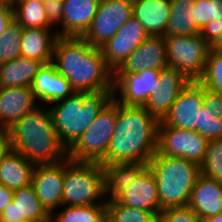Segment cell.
<instances>
[{"label": "cell", "instance_id": "cell-1", "mask_svg": "<svg viewBox=\"0 0 222 222\" xmlns=\"http://www.w3.org/2000/svg\"><path fill=\"white\" fill-rule=\"evenodd\" d=\"M52 63L74 91L91 94L113 91L114 71L107 65L100 48L82 37L59 36Z\"/></svg>", "mask_w": 222, "mask_h": 222}, {"label": "cell", "instance_id": "cell-2", "mask_svg": "<svg viewBox=\"0 0 222 222\" xmlns=\"http://www.w3.org/2000/svg\"><path fill=\"white\" fill-rule=\"evenodd\" d=\"M160 120L143 106L117 102V121L101 166L115 163L148 164L157 149Z\"/></svg>", "mask_w": 222, "mask_h": 222}, {"label": "cell", "instance_id": "cell-3", "mask_svg": "<svg viewBox=\"0 0 222 222\" xmlns=\"http://www.w3.org/2000/svg\"><path fill=\"white\" fill-rule=\"evenodd\" d=\"M12 150L34 166L53 164L68 158L46 105H38L7 129Z\"/></svg>", "mask_w": 222, "mask_h": 222}, {"label": "cell", "instance_id": "cell-4", "mask_svg": "<svg viewBox=\"0 0 222 222\" xmlns=\"http://www.w3.org/2000/svg\"><path fill=\"white\" fill-rule=\"evenodd\" d=\"M111 99L112 92L91 94L74 91L69 97L48 106L55 131L67 150L94 122Z\"/></svg>", "mask_w": 222, "mask_h": 222}, {"label": "cell", "instance_id": "cell-5", "mask_svg": "<svg viewBox=\"0 0 222 222\" xmlns=\"http://www.w3.org/2000/svg\"><path fill=\"white\" fill-rule=\"evenodd\" d=\"M147 166L156 180L160 212L188 206L193 187L200 175L198 164L182 157L155 153Z\"/></svg>", "mask_w": 222, "mask_h": 222}, {"label": "cell", "instance_id": "cell-6", "mask_svg": "<svg viewBox=\"0 0 222 222\" xmlns=\"http://www.w3.org/2000/svg\"><path fill=\"white\" fill-rule=\"evenodd\" d=\"M93 204H106L102 166L64 159L63 206Z\"/></svg>", "mask_w": 222, "mask_h": 222}, {"label": "cell", "instance_id": "cell-7", "mask_svg": "<svg viewBox=\"0 0 222 222\" xmlns=\"http://www.w3.org/2000/svg\"><path fill=\"white\" fill-rule=\"evenodd\" d=\"M117 121V101L103 107L94 122L68 149V158L77 162L100 163L109 148Z\"/></svg>", "mask_w": 222, "mask_h": 222}, {"label": "cell", "instance_id": "cell-8", "mask_svg": "<svg viewBox=\"0 0 222 222\" xmlns=\"http://www.w3.org/2000/svg\"><path fill=\"white\" fill-rule=\"evenodd\" d=\"M166 58L169 67L175 68L189 81H198L205 68L211 46L197 35L165 37Z\"/></svg>", "mask_w": 222, "mask_h": 222}, {"label": "cell", "instance_id": "cell-9", "mask_svg": "<svg viewBox=\"0 0 222 222\" xmlns=\"http://www.w3.org/2000/svg\"><path fill=\"white\" fill-rule=\"evenodd\" d=\"M133 16V0H101L82 38L100 48Z\"/></svg>", "mask_w": 222, "mask_h": 222}, {"label": "cell", "instance_id": "cell-10", "mask_svg": "<svg viewBox=\"0 0 222 222\" xmlns=\"http://www.w3.org/2000/svg\"><path fill=\"white\" fill-rule=\"evenodd\" d=\"M208 140L196 131L158 125L156 153L182 157L200 165L204 159Z\"/></svg>", "mask_w": 222, "mask_h": 222}, {"label": "cell", "instance_id": "cell-11", "mask_svg": "<svg viewBox=\"0 0 222 222\" xmlns=\"http://www.w3.org/2000/svg\"><path fill=\"white\" fill-rule=\"evenodd\" d=\"M161 70L145 69L137 73H114L112 98L130 106H145L150 95L160 89Z\"/></svg>", "mask_w": 222, "mask_h": 222}, {"label": "cell", "instance_id": "cell-12", "mask_svg": "<svg viewBox=\"0 0 222 222\" xmlns=\"http://www.w3.org/2000/svg\"><path fill=\"white\" fill-rule=\"evenodd\" d=\"M202 106L203 86L198 81H190L160 121L168 127L199 133V118Z\"/></svg>", "mask_w": 222, "mask_h": 222}, {"label": "cell", "instance_id": "cell-13", "mask_svg": "<svg viewBox=\"0 0 222 222\" xmlns=\"http://www.w3.org/2000/svg\"><path fill=\"white\" fill-rule=\"evenodd\" d=\"M31 184L42 206L52 215L63 206L64 160L36 165Z\"/></svg>", "mask_w": 222, "mask_h": 222}, {"label": "cell", "instance_id": "cell-14", "mask_svg": "<svg viewBox=\"0 0 222 222\" xmlns=\"http://www.w3.org/2000/svg\"><path fill=\"white\" fill-rule=\"evenodd\" d=\"M149 35L133 16L100 47L107 65L115 71Z\"/></svg>", "mask_w": 222, "mask_h": 222}, {"label": "cell", "instance_id": "cell-15", "mask_svg": "<svg viewBox=\"0 0 222 222\" xmlns=\"http://www.w3.org/2000/svg\"><path fill=\"white\" fill-rule=\"evenodd\" d=\"M167 67L165 37L149 35L114 73H137L145 69L162 70Z\"/></svg>", "mask_w": 222, "mask_h": 222}, {"label": "cell", "instance_id": "cell-16", "mask_svg": "<svg viewBox=\"0 0 222 222\" xmlns=\"http://www.w3.org/2000/svg\"><path fill=\"white\" fill-rule=\"evenodd\" d=\"M159 81L160 89L150 95L144 108L161 120L190 81L171 67L161 70Z\"/></svg>", "mask_w": 222, "mask_h": 222}, {"label": "cell", "instance_id": "cell-17", "mask_svg": "<svg viewBox=\"0 0 222 222\" xmlns=\"http://www.w3.org/2000/svg\"><path fill=\"white\" fill-rule=\"evenodd\" d=\"M3 221L49 222L51 215L39 201L32 184L14 190L13 201L0 213Z\"/></svg>", "mask_w": 222, "mask_h": 222}, {"label": "cell", "instance_id": "cell-18", "mask_svg": "<svg viewBox=\"0 0 222 222\" xmlns=\"http://www.w3.org/2000/svg\"><path fill=\"white\" fill-rule=\"evenodd\" d=\"M117 200L128 207L151 211L157 217L160 213V199L154 174L148 166Z\"/></svg>", "mask_w": 222, "mask_h": 222}, {"label": "cell", "instance_id": "cell-19", "mask_svg": "<svg viewBox=\"0 0 222 222\" xmlns=\"http://www.w3.org/2000/svg\"><path fill=\"white\" fill-rule=\"evenodd\" d=\"M31 88L38 103L46 106L63 100L74 92L69 81L57 72L52 62L42 65Z\"/></svg>", "mask_w": 222, "mask_h": 222}, {"label": "cell", "instance_id": "cell-20", "mask_svg": "<svg viewBox=\"0 0 222 222\" xmlns=\"http://www.w3.org/2000/svg\"><path fill=\"white\" fill-rule=\"evenodd\" d=\"M38 105L31 87L0 88V129L7 130Z\"/></svg>", "mask_w": 222, "mask_h": 222}, {"label": "cell", "instance_id": "cell-21", "mask_svg": "<svg viewBox=\"0 0 222 222\" xmlns=\"http://www.w3.org/2000/svg\"><path fill=\"white\" fill-rule=\"evenodd\" d=\"M200 222L222 213V183L199 175L188 203Z\"/></svg>", "mask_w": 222, "mask_h": 222}, {"label": "cell", "instance_id": "cell-22", "mask_svg": "<svg viewBox=\"0 0 222 222\" xmlns=\"http://www.w3.org/2000/svg\"><path fill=\"white\" fill-rule=\"evenodd\" d=\"M101 0H63V37H82Z\"/></svg>", "mask_w": 222, "mask_h": 222}, {"label": "cell", "instance_id": "cell-23", "mask_svg": "<svg viewBox=\"0 0 222 222\" xmlns=\"http://www.w3.org/2000/svg\"><path fill=\"white\" fill-rule=\"evenodd\" d=\"M58 37L54 28H23L21 57L36 59L43 64L52 62Z\"/></svg>", "mask_w": 222, "mask_h": 222}, {"label": "cell", "instance_id": "cell-24", "mask_svg": "<svg viewBox=\"0 0 222 222\" xmlns=\"http://www.w3.org/2000/svg\"><path fill=\"white\" fill-rule=\"evenodd\" d=\"M170 9V0H133V17L152 36H164Z\"/></svg>", "mask_w": 222, "mask_h": 222}, {"label": "cell", "instance_id": "cell-25", "mask_svg": "<svg viewBox=\"0 0 222 222\" xmlns=\"http://www.w3.org/2000/svg\"><path fill=\"white\" fill-rule=\"evenodd\" d=\"M146 166V164L140 163H115L102 166L105 200H117L133 184L137 175Z\"/></svg>", "mask_w": 222, "mask_h": 222}, {"label": "cell", "instance_id": "cell-26", "mask_svg": "<svg viewBox=\"0 0 222 222\" xmlns=\"http://www.w3.org/2000/svg\"><path fill=\"white\" fill-rule=\"evenodd\" d=\"M193 14L200 35L212 47L222 31V0H195Z\"/></svg>", "mask_w": 222, "mask_h": 222}, {"label": "cell", "instance_id": "cell-27", "mask_svg": "<svg viewBox=\"0 0 222 222\" xmlns=\"http://www.w3.org/2000/svg\"><path fill=\"white\" fill-rule=\"evenodd\" d=\"M42 65L36 59L24 57L0 64V88L31 87Z\"/></svg>", "mask_w": 222, "mask_h": 222}, {"label": "cell", "instance_id": "cell-28", "mask_svg": "<svg viewBox=\"0 0 222 222\" xmlns=\"http://www.w3.org/2000/svg\"><path fill=\"white\" fill-rule=\"evenodd\" d=\"M35 166L11 149L0 164V183L12 190L31 184Z\"/></svg>", "mask_w": 222, "mask_h": 222}, {"label": "cell", "instance_id": "cell-29", "mask_svg": "<svg viewBox=\"0 0 222 222\" xmlns=\"http://www.w3.org/2000/svg\"><path fill=\"white\" fill-rule=\"evenodd\" d=\"M195 0H170V17L164 37L197 35L200 33L193 14Z\"/></svg>", "mask_w": 222, "mask_h": 222}, {"label": "cell", "instance_id": "cell-30", "mask_svg": "<svg viewBox=\"0 0 222 222\" xmlns=\"http://www.w3.org/2000/svg\"><path fill=\"white\" fill-rule=\"evenodd\" d=\"M14 19L23 28H53L42 0H13Z\"/></svg>", "mask_w": 222, "mask_h": 222}, {"label": "cell", "instance_id": "cell-31", "mask_svg": "<svg viewBox=\"0 0 222 222\" xmlns=\"http://www.w3.org/2000/svg\"><path fill=\"white\" fill-rule=\"evenodd\" d=\"M52 222H105L106 204L62 206L51 215Z\"/></svg>", "mask_w": 222, "mask_h": 222}, {"label": "cell", "instance_id": "cell-32", "mask_svg": "<svg viewBox=\"0 0 222 222\" xmlns=\"http://www.w3.org/2000/svg\"><path fill=\"white\" fill-rule=\"evenodd\" d=\"M156 219L151 211L128 207L118 200L106 201L107 222H156Z\"/></svg>", "mask_w": 222, "mask_h": 222}, {"label": "cell", "instance_id": "cell-33", "mask_svg": "<svg viewBox=\"0 0 222 222\" xmlns=\"http://www.w3.org/2000/svg\"><path fill=\"white\" fill-rule=\"evenodd\" d=\"M198 82L208 90L222 93V50L211 48Z\"/></svg>", "mask_w": 222, "mask_h": 222}, {"label": "cell", "instance_id": "cell-34", "mask_svg": "<svg viewBox=\"0 0 222 222\" xmlns=\"http://www.w3.org/2000/svg\"><path fill=\"white\" fill-rule=\"evenodd\" d=\"M22 30L14 19L0 37V64L21 57Z\"/></svg>", "mask_w": 222, "mask_h": 222}, {"label": "cell", "instance_id": "cell-35", "mask_svg": "<svg viewBox=\"0 0 222 222\" xmlns=\"http://www.w3.org/2000/svg\"><path fill=\"white\" fill-rule=\"evenodd\" d=\"M200 174L222 183V139L209 140Z\"/></svg>", "mask_w": 222, "mask_h": 222}, {"label": "cell", "instance_id": "cell-36", "mask_svg": "<svg viewBox=\"0 0 222 222\" xmlns=\"http://www.w3.org/2000/svg\"><path fill=\"white\" fill-rule=\"evenodd\" d=\"M199 134L208 141L222 139V119L209 107L202 106L200 110Z\"/></svg>", "mask_w": 222, "mask_h": 222}, {"label": "cell", "instance_id": "cell-37", "mask_svg": "<svg viewBox=\"0 0 222 222\" xmlns=\"http://www.w3.org/2000/svg\"><path fill=\"white\" fill-rule=\"evenodd\" d=\"M156 222H200L196 213L188 206L162 210Z\"/></svg>", "mask_w": 222, "mask_h": 222}, {"label": "cell", "instance_id": "cell-38", "mask_svg": "<svg viewBox=\"0 0 222 222\" xmlns=\"http://www.w3.org/2000/svg\"><path fill=\"white\" fill-rule=\"evenodd\" d=\"M49 24L63 37V0H42ZM59 28V29H58Z\"/></svg>", "mask_w": 222, "mask_h": 222}, {"label": "cell", "instance_id": "cell-39", "mask_svg": "<svg viewBox=\"0 0 222 222\" xmlns=\"http://www.w3.org/2000/svg\"><path fill=\"white\" fill-rule=\"evenodd\" d=\"M203 106L209 107L218 118L222 119V93L213 92L203 87Z\"/></svg>", "mask_w": 222, "mask_h": 222}, {"label": "cell", "instance_id": "cell-40", "mask_svg": "<svg viewBox=\"0 0 222 222\" xmlns=\"http://www.w3.org/2000/svg\"><path fill=\"white\" fill-rule=\"evenodd\" d=\"M14 20L13 3L0 4V37Z\"/></svg>", "mask_w": 222, "mask_h": 222}, {"label": "cell", "instance_id": "cell-41", "mask_svg": "<svg viewBox=\"0 0 222 222\" xmlns=\"http://www.w3.org/2000/svg\"><path fill=\"white\" fill-rule=\"evenodd\" d=\"M11 149V142L7 130L0 129V164Z\"/></svg>", "mask_w": 222, "mask_h": 222}, {"label": "cell", "instance_id": "cell-42", "mask_svg": "<svg viewBox=\"0 0 222 222\" xmlns=\"http://www.w3.org/2000/svg\"><path fill=\"white\" fill-rule=\"evenodd\" d=\"M14 190L0 183V213L13 201Z\"/></svg>", "mask_w": 222, "mask_h": 222}, {"label": "cell", "instance_id": "cell-43", "mask_svg": "<svg viewBox=\"0 0 222 222\" xmlns=\"http://www.w3.org/2000/svg\"><path fill=\"white\" fill-rule=\"evenodd\" d=\"M203 222H222V213H219L215 216H211L205 219Z\"/></svg>", "mask_w": 222, "mask_h": 222}, {"label": "cell", "instance_id": "cell-44", "mask_svg": "<svg viewBox=\"0 0 222 222\" xmlns=\"http://www.w3.org/2000/svg\"><path fill=\"white\" fill-rule=\"evenodd\" d=\"M211 48L222 50V31L220 33L219 40Z\"/></svg>", "mask_w": 222, "mask_h": 222}, {"label": "cell", "instance_id": "cell-45", "mask_svg": "<svg viewBox=\"0 0 222 222\" xmlns=\"http://www.w3.org/2000/svg\"><path fill=\"white\" fill-rule=\"evenodd\" d=\"M13 3V0H0V4Z\"/></svg>", "mask_w": 222, "mask_h": 222}, {"label": "cell", "instance_id": "cell-46", "mask_svg": "<svg viewBox=\"0 0 222 222\" xmlns=\"http://www.w3.org/2000/svg\"><path fill=\"white\" fill-rule=\"evenodd\" d=\"M3 222H7V221H3ZM16 222V221H14ZM18 222H31V221H28V220H21V221H18Z\"/></svg>", "mask_w": 222, "mask_h": 222}]
</instances>
